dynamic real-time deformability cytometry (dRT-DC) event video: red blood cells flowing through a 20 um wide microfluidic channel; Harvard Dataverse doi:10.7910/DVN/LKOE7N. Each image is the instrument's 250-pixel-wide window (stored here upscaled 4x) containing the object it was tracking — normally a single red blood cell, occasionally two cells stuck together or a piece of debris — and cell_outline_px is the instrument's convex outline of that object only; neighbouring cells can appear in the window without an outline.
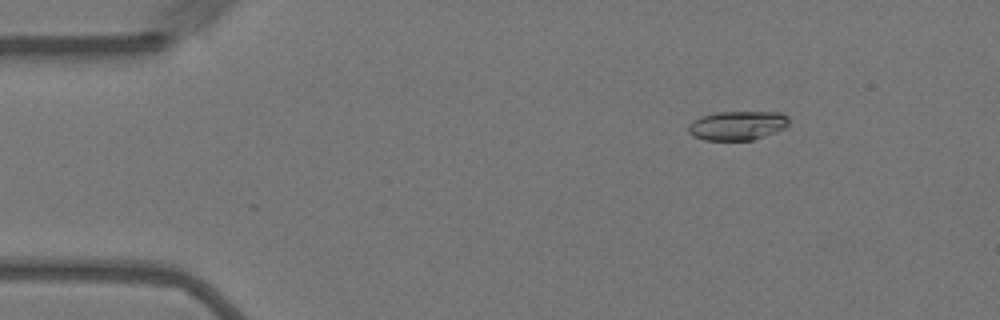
{"species": "Egyptian fruit bat (a non-hibernating species)", "species_latin": "Rousettus aegyptiacus", "temperature_condition": "warm", "stored_images_in_passage": 57, "camera_frame_rate_fps": 3000, "um_per_image_px": 0.085, "animal": {"sex": "female"}, "frame": {"image": 1, "passage_image": 8, "time_ms": 2.333, "image_size_px": [1000, 320], "cell_outline_px": [[788, 124], [784, 128], [776, 132], [752, 140], [704, 140], [692, 136], [688, 132], [688, 124], [692, 120], [700, 116], [716, 112], [780, 112], [788, 116]], "centroid_in_image_um": [62.64, 10.66], "position_along_channel_um": 22.4, "area_um2": 17.22}}
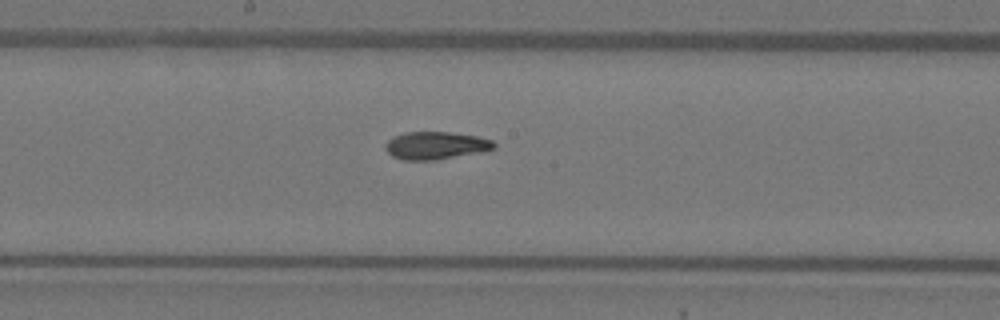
{"frame": {"image": 2, "passage_image": 30, "time_ms": 9.667, "image_size_px": [1000, 320], "cell_outline_px": [[496, 148], [480, 152], [436, 160], [404, 160], [392, 156], [384, 148], [384, 144], [388, 140], [404, 132], [448, 132], [476, 136], [492, 140], [496, 144]], "centroid_in_image_um": [37.03, 12.37], "position_along_channel_um": 211.2, "area_um2": 17.46}}
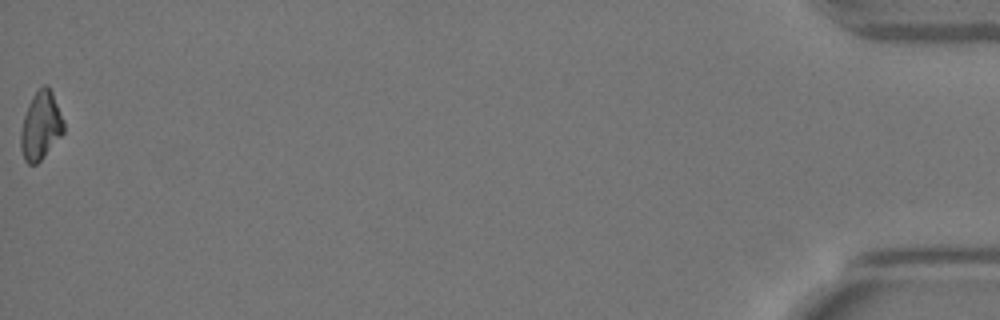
{"frame": {"image": 3, "passage_image": 57, "time_ms": 18.667, "image_size_px": [1000, 320], "cell_outline_px": [[64, 132], [44, 156], [36, 164], [28, 164], [24, 160], [20, 148], [20, 132], [24, 116], [28, 104], [32, 96], [44, 84], [48, 84], [52, 92], [64, 120]], "centroid_in_image_um": [3.45, 10.69], "position_along_channel_um": 431.7, "area_um2": 17.05}, "authors_computed_cell_mechanics": {"area_um2": 17.3978, "velocity_mm_per_s": 3.5836, "shape_relaxation_time_tau1_ms": 7.0478, "shape_relaxation_time_tau2_ms": 3.1917, "deformation_change_tau1": 0.183, "deformation_change_tau2": 0.0746}}